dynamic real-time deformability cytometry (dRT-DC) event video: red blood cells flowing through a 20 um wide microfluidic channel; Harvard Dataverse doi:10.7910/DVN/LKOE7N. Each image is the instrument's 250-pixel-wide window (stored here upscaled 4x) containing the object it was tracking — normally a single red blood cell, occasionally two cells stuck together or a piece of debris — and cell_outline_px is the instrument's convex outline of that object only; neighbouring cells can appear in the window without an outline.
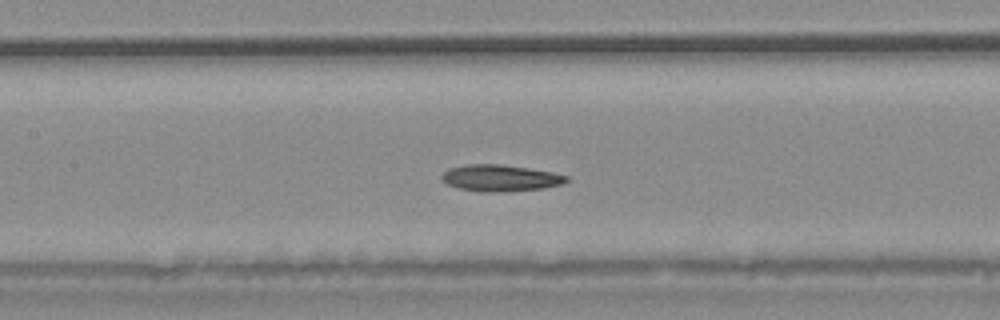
{"species": "common noctule bat (a hibernating species)", "species_latin": "Nyctalus noctula", "temperature_condition": "warm", "stored_images_in_passage": 19, "camera_frame_rate_fps": 3000, "um_per_image_px": 0.085, "animal": {"sex": "male", "body_mass_g": 20.4}, "frame": {"image": 1, "passage_image": 8, "time_ms": 2.333, "image_size_px": [1000, 320], "cell_outline_px": [[568, 180], [564, 184], [544, 188], [504, 192], [480, 192], [460, 188], [448, 184], [440, 180], [440, 176], [448, 168], [464, 164], [500, 164], [528, 168], [552, 172], [568, 176]], "centroid_in_image_um": [42.51, 15.13], "position_along_channel_um": 164.9, "area_um2": 19.48}}
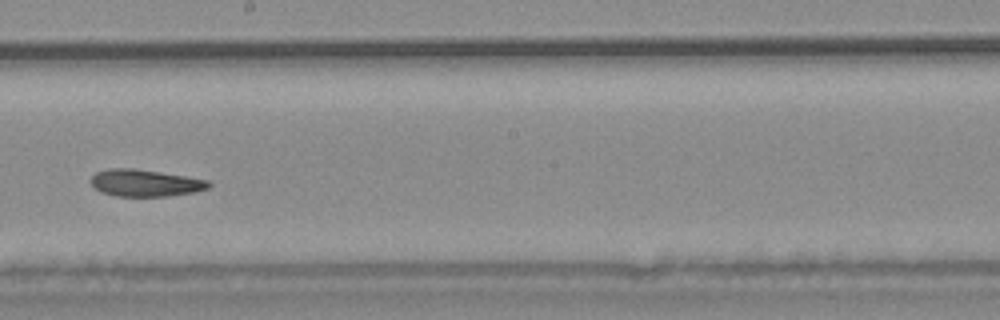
{"frame": {"image": 2, "passage_image": 12, "time_ms": 3.667, "image_size_px": [1000, 320], "cell_outline_px": [[212, 184], [208, 188], [196, 192], [168, 196], [116, 196], [100, 192], [88, 180], [96, 172], [112, 168], [132, 168], [160, 172], [208, 180]], "centroid_in_image_um": [12.33, 15.56], "position_along_channel_um": 235.9, "area_um2": 18.5}}